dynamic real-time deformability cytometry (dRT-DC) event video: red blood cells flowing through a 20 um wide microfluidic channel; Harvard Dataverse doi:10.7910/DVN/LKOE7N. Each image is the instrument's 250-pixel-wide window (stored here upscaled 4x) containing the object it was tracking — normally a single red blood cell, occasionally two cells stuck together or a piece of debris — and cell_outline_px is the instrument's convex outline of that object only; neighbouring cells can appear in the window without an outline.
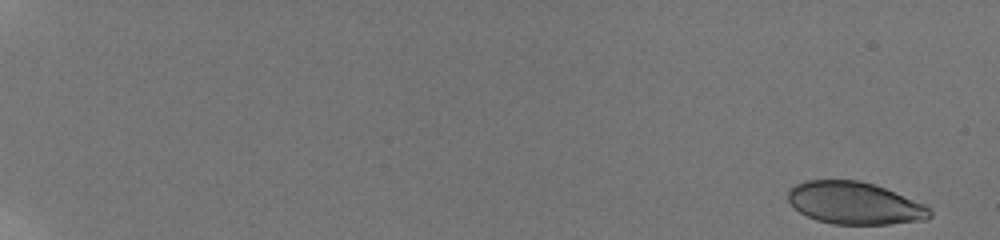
{"species": "human", "species_latin": "Homo sapiens", "temperature_condition": "room temperature", "stored_images_in_passage": 56, "camera_frame_rate_fps": 3000, "um_per_image_px": 0.085, "donor": {"sex": "male"}, "frame": {"image": 1, "passage_image": 1, "time_ms": 0.0, "image_size_px": [1000, 240], "cell_outline_px": [[932, 216], [928, 220], [888, 224], [832, 224], [816, 220], [800, 212], [788, 200], [788, 188], [804, 180], [860, 180], [884, 188], [924, 204], [932, 212]], "centroid_in_image_um": [72.64, 17.27], "position_along_channel_um": 12.4, "area_um2": 34.91}}
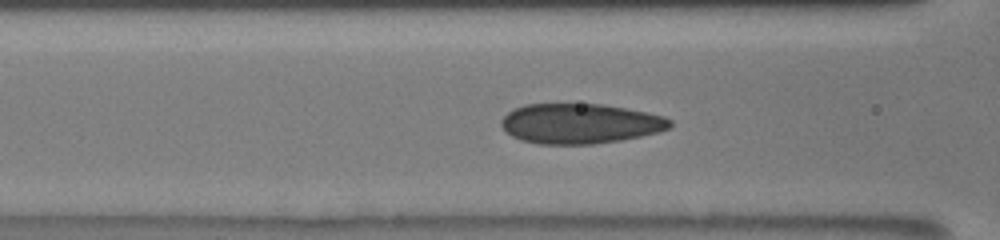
{"frame": {"image": 2, "passage_image": 27, "time_ms": 8.667, "image_size_px": [1000, 240], "cell_outline_px": [[672, 124], [668, 128], [660, 132], [620, 140], [592, 144], [540, 144], [520, 140], [512, 136], [500, 124], [500, 120], [512, 108], [524, 104], [604, 104], [664, 116], [672, 120]], "centroid_in_image_um": [49.28, 10.5], "position_along_channel_um": 117.3, "area_um2": 39.36}}
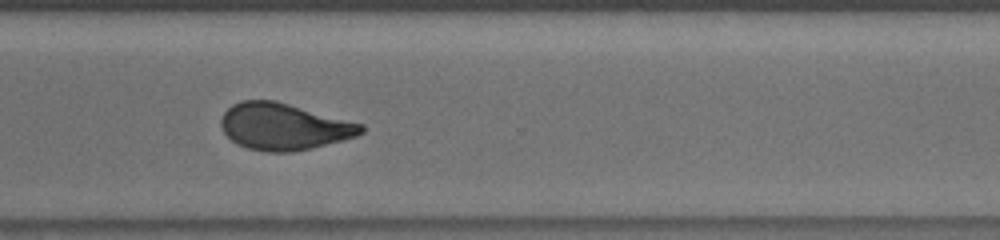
{"frame": {"image": 3, "passage_image": 45, "time_ms": 14.667, "image_size_px": [1000, 240], "cell_outline_px": [[364, 132], [356, 136], [312, 148], [292, 152], [268, 152], [248, 148], [236, 144], [224, 132], [220, 124], [220, 120], [224, 112], [232, 104], [240, 100], [276, 100], [364, 124]], "centroid_in_image_um": [24.12, 10.75], "position_along_channel_um": 346.5, "area_um2": 38.21}, "authors_computed_cell_mechanics": {"area_um2": 37.8301, "velocity_mm_per_s": 3.8228, "shape_relaxation_time_tau1_ms": 9.2913, "shape_relaxation_time_tau2_ms": 1.1152, "deformation_change_tau1": 0.2032, "deformation_change_tau2": 0.0658}}